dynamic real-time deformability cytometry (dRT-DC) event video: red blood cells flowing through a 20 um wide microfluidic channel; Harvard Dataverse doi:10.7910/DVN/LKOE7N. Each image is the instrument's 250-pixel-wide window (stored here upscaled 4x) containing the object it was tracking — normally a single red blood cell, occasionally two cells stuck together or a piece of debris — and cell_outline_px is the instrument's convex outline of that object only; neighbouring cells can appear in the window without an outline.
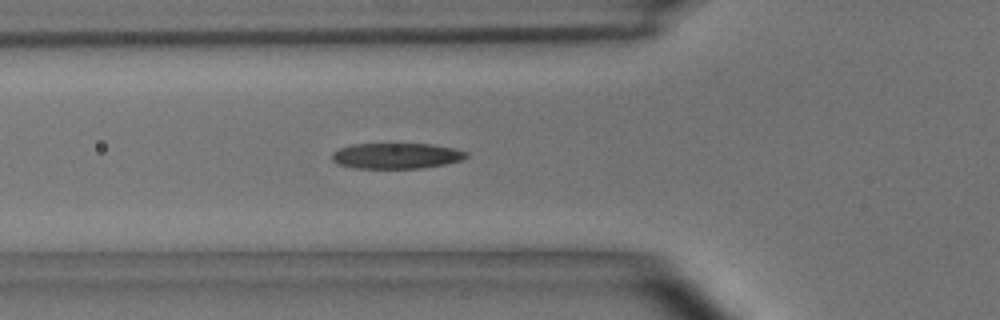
{"species": "common noctule bat (a hibernating species)", "species_latin": "Nyctalus noctula", "temperature_condition": "room temperature", "stored_images_in_passage": 18, "camera_frame_rate_fps": 3000, "um_per_image_px": 0.085, "animal": {"sex": "male", "body_mass_g": 15.6}, "frame": {"image": 1, "passage_image": 18, "time_ms": 5.667, "image_size_px": [1000, 320], "cell_outline_px": [[468, 156], [460, 160], [444, 164], [420, 168], [352, 168], [336, 164], [332, 160], [332, 152], [340, 148], [352, 144], [432, 144], [452, 148], [468, 152]], "centroid_in_image_um": [33.64, 13.24], "position_along_channel_um": 92.2, "area_um2": 20.06}}